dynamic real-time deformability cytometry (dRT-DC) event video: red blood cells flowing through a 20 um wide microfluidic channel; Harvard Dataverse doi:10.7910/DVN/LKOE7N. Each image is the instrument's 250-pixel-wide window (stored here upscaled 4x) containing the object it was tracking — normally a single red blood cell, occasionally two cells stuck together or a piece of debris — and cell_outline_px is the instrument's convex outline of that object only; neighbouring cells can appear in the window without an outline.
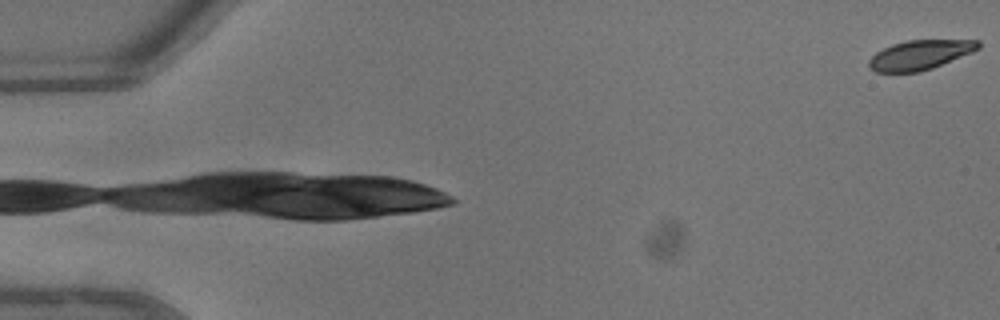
{"species": "common noctule bat (a hibernating species)", "species_latin": "Nyctalus noctula", "temperature_condition": "warm", "stored_images_in_passage": 46, "camera_frame_rate_fps": 3000, "um_per_image_px": 0.085, "animal": {"sex": "male", "body_mass_g": 13.3}, "frame": {"image": 1, "passage_image": 1, "time_ms": 0.0, "image_size_px": [1000, 320], "cell_outline_px": [[980, 48], [972, 52], [932, 68], [920, 72], [876, 72], [868, 68], [868, 60], [876, 52], [892, 44], [908, 40], [980, 40]], "centroid_in_image_um": [78.18, 4.67], "position_along_channel_um": 6.8, "area_um2": 18.79}}
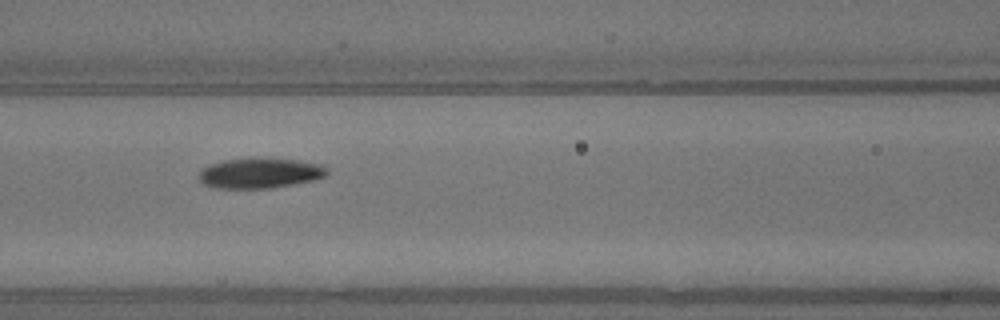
{"frame": {"image": 2, "passage_image": 21, "time_ms": 6.667, "image_size_px": [1000, 320], "cell_outline_px": [[328, 176], [316, 180], [272, 188], [216, 188], [204, 184], [196, 176], [200, 168], [208, 164], [224, 160], [296, 160], [324, 164], [328, 168]], "centroid_in_image_um": [22.11, 14.74], "position_along_channel_um": 144.5, "area_um2": 22.43}}
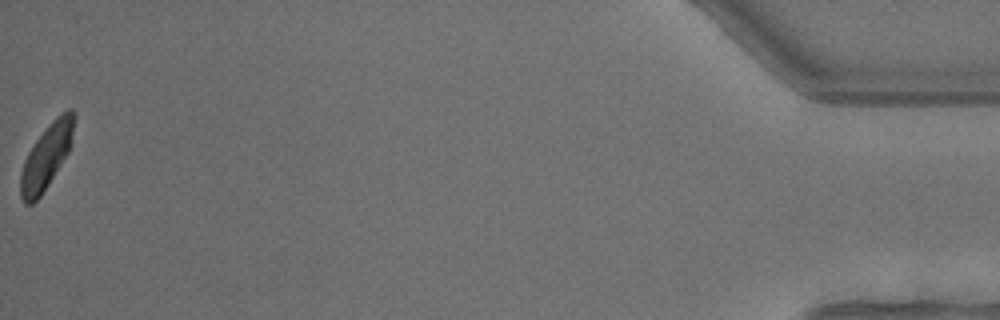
{"frame": {"image": 3, "passage_image": 46, "time_ms": 15.0, "image_size_px": [1000, 320], "cell_outline_px": [[76, 116], [72, 144], [68, 152], [48, 184], [40, 196], [32, 204], [24, 204], [20, 196], [20, 172], [24, 160], [28, 152], [36, 140], [48, 124], [56, 116], [68, 108], [72, 108]], "centroid_in_image_um": [3.96, 13.26], "position_along_channel_um": 431.2, "area_um2": 20.23}, "authors_computed_cell_mechanics": {"area_um2": 21.4727, "velocity_mm_per_s": 4.6417, "shape_relaxation_time_tau1_ms": 2.3897, "shape_relaxation_time_tau2_ms": 4.5786, "deformation_change_tau1": 0.1147, "deformation_change_tau2": 0.0895}}